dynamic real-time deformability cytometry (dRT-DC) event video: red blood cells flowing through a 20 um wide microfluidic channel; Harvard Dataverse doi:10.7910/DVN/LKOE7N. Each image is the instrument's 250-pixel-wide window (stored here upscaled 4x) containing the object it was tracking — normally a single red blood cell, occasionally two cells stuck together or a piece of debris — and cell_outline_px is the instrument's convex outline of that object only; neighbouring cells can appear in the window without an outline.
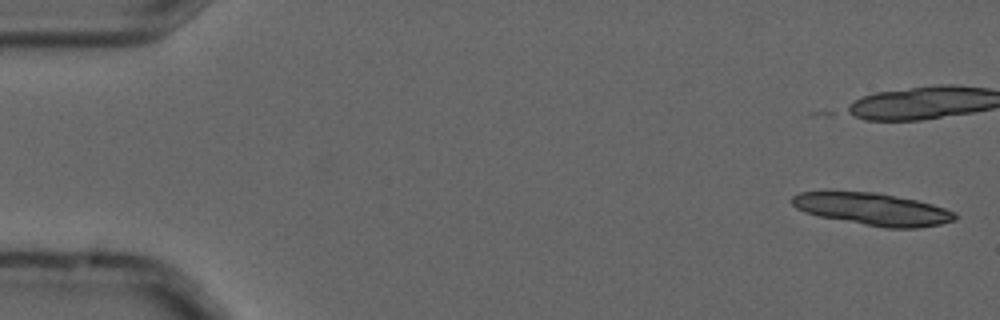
{"species": "common noctule bat (a hibernating species)", "species_latin": "Nyctalus noctula", "temperature_condition": "cold", "stored_images_in_passage": 5, "camera_frame_rate_fps": 3000, "um_per_image_px": 0.085, "animal": {"sex": "male", "forearm_length_mm": 52.5}, "frame": {"image": 1, "passage_image": 1, "time_ms": 0.0, "image_size_px": [1000, 320], "cell_outline_px": [[956, 220], [940, 224], [916, 228], [884, 228], [820, 216], [804, 212], [796, 208], [792, 204], [792, 196], [800, 192], [876, 192], [916, 200], [932, 204], [956, 212]], "centroid_in_image_um": [74.2, 17.78], "position_along_channel_um": 10.8, "area_um2": 30.35}}